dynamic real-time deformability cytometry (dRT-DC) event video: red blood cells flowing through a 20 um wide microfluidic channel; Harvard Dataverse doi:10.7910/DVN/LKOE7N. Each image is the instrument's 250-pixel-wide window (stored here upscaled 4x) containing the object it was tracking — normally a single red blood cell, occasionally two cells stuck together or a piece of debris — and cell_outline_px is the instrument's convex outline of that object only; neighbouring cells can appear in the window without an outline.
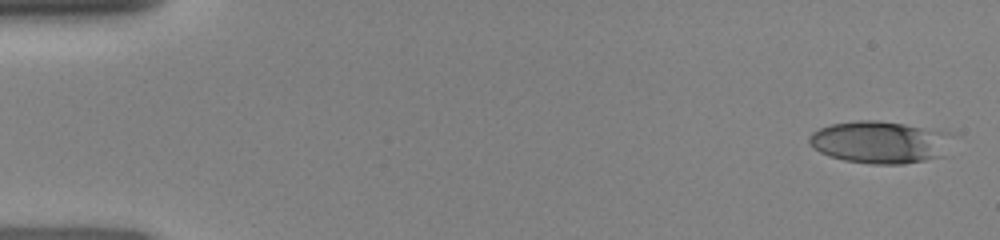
{"species": "human", "species_latin": "Homo sapiens", "temperature_condition": "room temperature", "stored_images_in_passage": 11, "camera_frame_rate_fps": 3000, "um_per_image_px": 0.085, "donor": {"sex": "female"}, "frame": {"image": 1, "passage_image": 1, "time_ms": 0.0, "image_size_px": [1000, 240], "cell_outline_px": [[952, 136], [944, 156], [904, 164], [872, 164], [844, 160], [828, 156], [820, 152], [808, 140], [808, 136], [812, 132], [820, 128], [832, 124], [856, 120], [880, 120], [904, 124], [948, 132]], "centroid_in_image_um": [74.79, 12.08], "position_along_channel_um": 10.2, "area_um2": 35.2}}
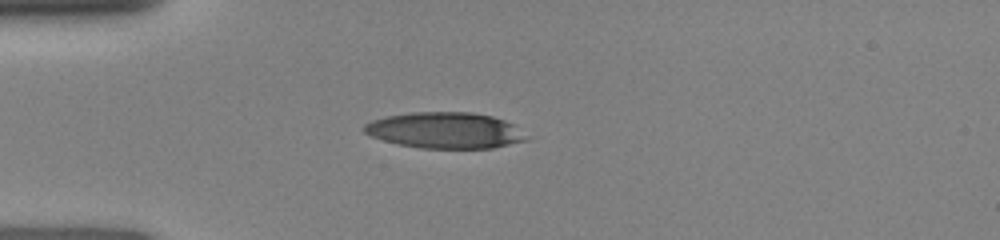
{"frame": {"image": 2, "passage_image": 10, "time_ms": 3.667, "image_size_px": [1000, 240], "cell_outline_px": [[528, 140], [492, 148], [420, 148], [396, 144], [372, 136], [364, 132], [360, 128], [364, 124], [372, 120], [384, 116], [412, 112], [472, 112], [492, 116], [504, 120], [512, 124]], "centroid_in_image_um": [37.76, 11.07], "position_along_channel_um": 47.2, "area_um2": 33.99}}